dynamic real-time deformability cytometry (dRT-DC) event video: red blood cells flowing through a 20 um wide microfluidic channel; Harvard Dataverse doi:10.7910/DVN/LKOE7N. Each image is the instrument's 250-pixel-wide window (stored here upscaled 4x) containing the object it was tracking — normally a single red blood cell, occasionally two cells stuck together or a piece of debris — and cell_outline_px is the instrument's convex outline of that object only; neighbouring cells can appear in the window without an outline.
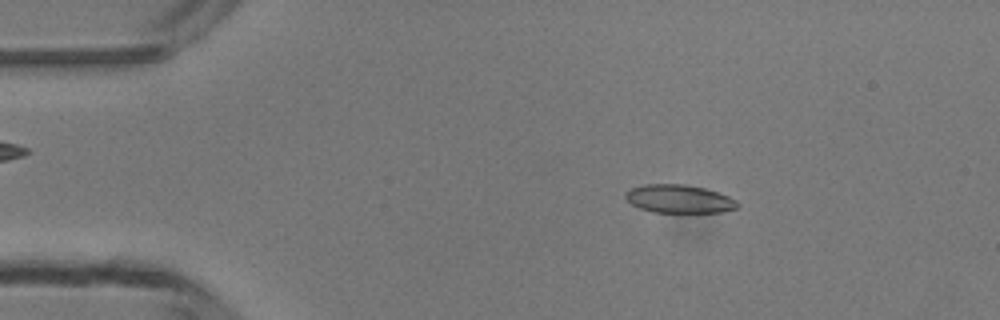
{"species": "common noctule bat (a hibernating species)", "species_latin": "Nyctalus noctula", "temperature_condition": "room temperature", "stored_images_in_passage": 5, "camera_frame_rate_fps": 3000, "um_per_image_px": 0.085, "animal": {"sex": "male", "body_mass_g": 13.3}, "frame": {"image": 1, "passage_image": 2, "time_ms": 1.333, "image_size_px": [1000, 320], "cell_outline_px": [[740, 204], [736, 208], [720, 212], [652, 212], [640, 208], [632, 204], [624, 196], [624, 192], [632, 188], [644, 184], [684, 184], [704, 188], [728, 196], [736, 200]], "centroid_in_image_um": [57.7, 16.9], "position_along_channel_um": 27.3, "area_um2": 18.32}}
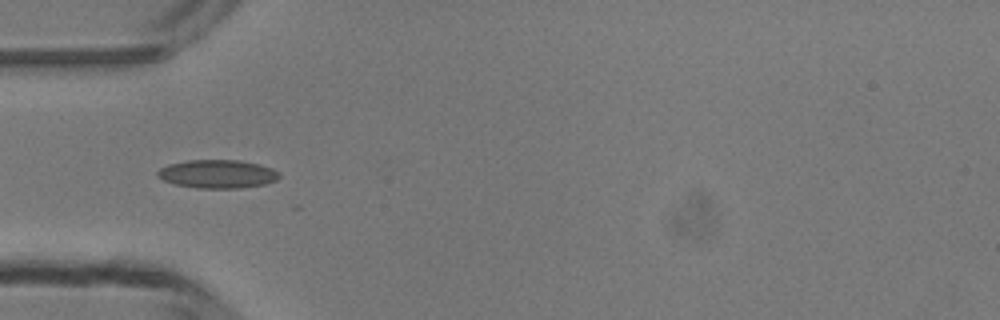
{"frame": {"image": 2, "passage_image": 4, "time_ms": 3.667, "image_size_px": [1000, 320], "cell_outline_px": [[280, 176], [276, 180], [264, 184], [240, 188], [196, 188], [176, 184], [164, 180], [156, 176], [156, 172], [160, 168], [168, 164], [188, 160], [240, 160], [260, 164], [272, 168], [280, 172]], "centroid_in_image_um": [18.49, 14.78], "position_along_channel_um": 66.5, "area_um2": 20.23}}
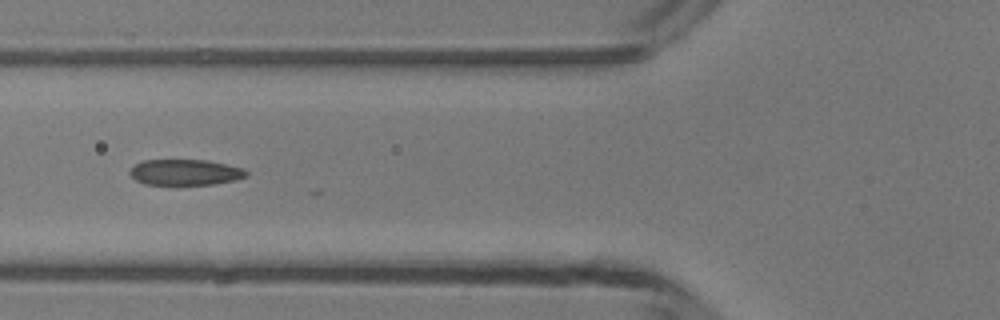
{"frame": {"image": 3, "passage_image": 5, "time_ms": 4.667, "image_size_px": [1000, 320], "cell_outline_px": [[248, 176], [236, 180], [216, 184], [144, 184], [136, 180], [128, 172], [136, 164], [144, 160], [208, 160], [244, 168], [248, 172]], "centroid_in_image_um": [15.79, 14.64], "position_along_channel_um": 110.0, "area_um2": 17.51}}